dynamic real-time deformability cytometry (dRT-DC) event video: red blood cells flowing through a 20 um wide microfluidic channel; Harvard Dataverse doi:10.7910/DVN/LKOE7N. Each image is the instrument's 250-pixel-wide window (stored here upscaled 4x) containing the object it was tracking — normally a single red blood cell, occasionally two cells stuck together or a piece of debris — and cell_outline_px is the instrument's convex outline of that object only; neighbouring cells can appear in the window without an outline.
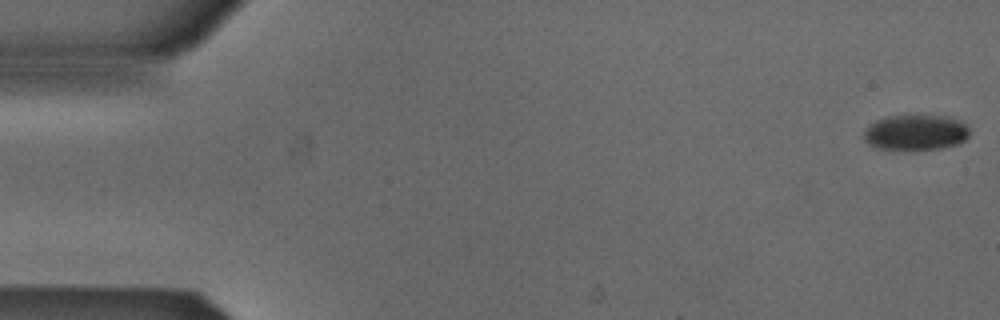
{"species": "Egyptian fruit bat (a non-hibernating species)", "species_latin": "Rousettus aegyptiacus", "temperature_condition": "cold", "stored_images_in_passage": 9, "camera_frame_rate_fps": 3000, "um_per_image_px": 0.085, "animal": {"sex": "male"}, "frame": {"image": 1, "passage_image": 1, "time_ms": 0.0, "image_size_px": [1000, 320], "cell_outline_px": [[968, 136], [964, 140], [956, 144], [944, 148], [908, 152], [880, 148], [868, 144], [864, 140], [864, 132], [876, 120], [888, 116], [944, 116], [960, 120], [968, 128]], "centroid_in_image_um": [77.83, 11.3], "position_along_channel_um": 7.2, "area_um2": 22.08}}